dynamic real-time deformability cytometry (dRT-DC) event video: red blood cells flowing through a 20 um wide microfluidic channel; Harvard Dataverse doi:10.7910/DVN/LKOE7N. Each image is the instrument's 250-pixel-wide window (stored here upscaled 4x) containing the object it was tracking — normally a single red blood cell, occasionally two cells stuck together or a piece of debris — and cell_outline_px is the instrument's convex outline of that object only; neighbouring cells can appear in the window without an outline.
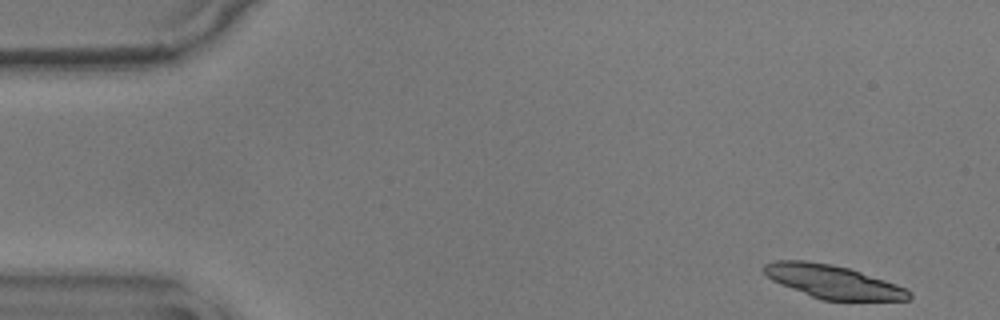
{"species": "common noctule bat (a hibernating species)", "species_latin": "Nyctalus noctula", "temperature_condition": "warm", "stored_images_in_passage": 10, "camera_frame_rate_fps": 3000, "um_per_image_px": 0.085, "animal": {"sex": "male", "body_mass_g": 17.9}, "frame": {"image": 1, "passage_image": 1, "time_ms": 0.0, "image_size_px": [1000, 320], "cell_outline_px": [[912, 296], [908, 300], [820, 300], [780, 284], [772, 280], [760, 268], [764, 264], [776, 260], [804, 260], [832, 264], [848, 268], [908, 288], [912, 292]], "centroid_in_image_um": [70.78, 23.94], "position_along_channel_um": 14.2, "area_um2": 28.15}}